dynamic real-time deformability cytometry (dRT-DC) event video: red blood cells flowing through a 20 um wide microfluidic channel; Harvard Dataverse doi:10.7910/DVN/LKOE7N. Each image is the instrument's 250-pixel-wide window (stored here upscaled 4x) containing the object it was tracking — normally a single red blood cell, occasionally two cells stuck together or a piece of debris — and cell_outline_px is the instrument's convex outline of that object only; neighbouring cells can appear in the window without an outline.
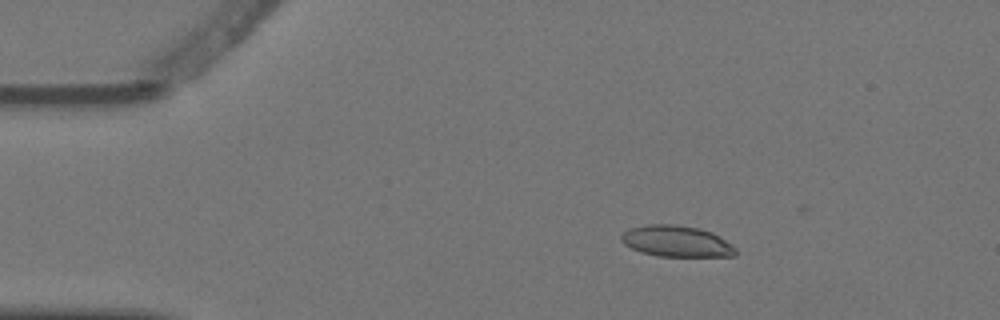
{"species": "Egyptian fruit bat (a non-hibernating species)", "species_latin": "Rousettus aegyptiacus", "temperature_condition": "warm", "stored_images_in_passage": 5, "camera_frame_rate_fps": 3000, "um_per_image_px": 0.085, "animal": {"sex": "female"}, "frame": {"image": 1, "passage_image": 3, "time_ms": 0.667, "image_size_px": [1000, 320], "cell_outline_px": [[736, 256], [660, 256], [640, 252], [624, 244], [620, 240], [620, 236], [624, 232], [632, 228], [648, 224], [676, 224], [700, 228], [712, 232], [720, 236], [732, 244], [736, 248]], "centroid_in_image_um": [57.52, 20.5], "position_along_channel_um": 27.5, "area_um2": 20.87}}